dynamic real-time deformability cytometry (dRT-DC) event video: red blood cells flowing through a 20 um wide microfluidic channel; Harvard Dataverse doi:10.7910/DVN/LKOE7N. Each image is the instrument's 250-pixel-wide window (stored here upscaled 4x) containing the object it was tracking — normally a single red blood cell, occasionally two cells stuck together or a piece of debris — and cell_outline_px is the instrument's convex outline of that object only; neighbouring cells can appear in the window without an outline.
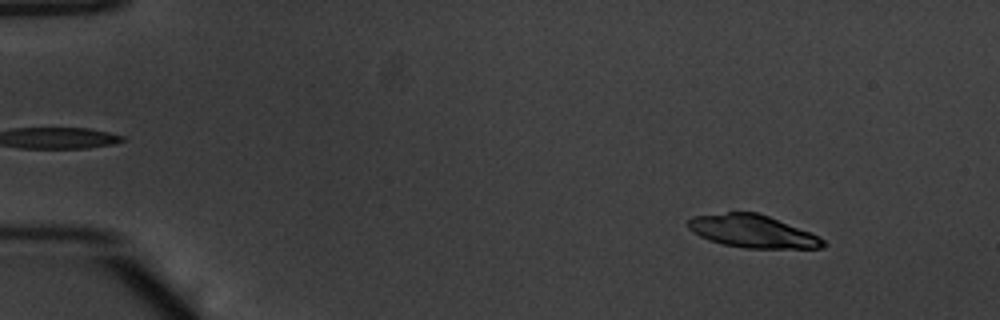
{"species": "common noctule bat (a hibernating species)", "species_latin": "Nyctalus noctula", "temperature_condition": "warm", "stored_images_in_passage": 54, "camera_frame_rate_fps": 3000, "um_per_image_px": 0.085, "animal": {"sex": "male", "body_mass_g": 20.1, "forearm_length_mm": 53.5}, "frame": {"image": 1, "passage_image": 7, "time_ms": 2.0, "image_size_px": [1000, 320], "cell_outline_px": [[828, 244], [824, 248], [744, 248], [724, 244], [708, 240], [692, 232], [688, 228], [688, 220], [692, 216], [728, 212], [756, 212], [768, 216], [820, 236]], "centroid_in_image_um": [63.97, 19.67], "position_along_channel_um": 21.0, "area_um2": 25.72}}
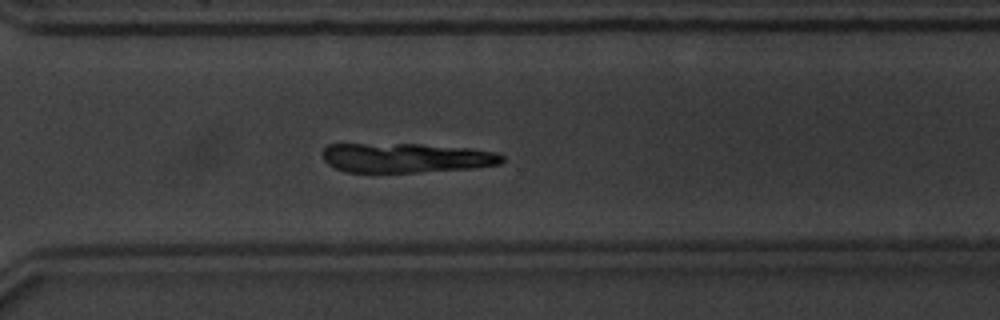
{"frame": {"image": 2, "passage_image": 40, "time_ms": 13.0, "image_size_px": [1000, 320], "cell_outline_px": [[504, 160], [500, 164], [476, 168], [416, 172], [348, 172], [336, 168], [328, 164], [324, 160], [324, 148], [328, 144], [420, 144], [472, 148], [496, 152], [504, 156]], "centroid_in_image_um": [34.58, 13.41], "position_along_channel_um": 336.0, "area_um2": 30.98}}
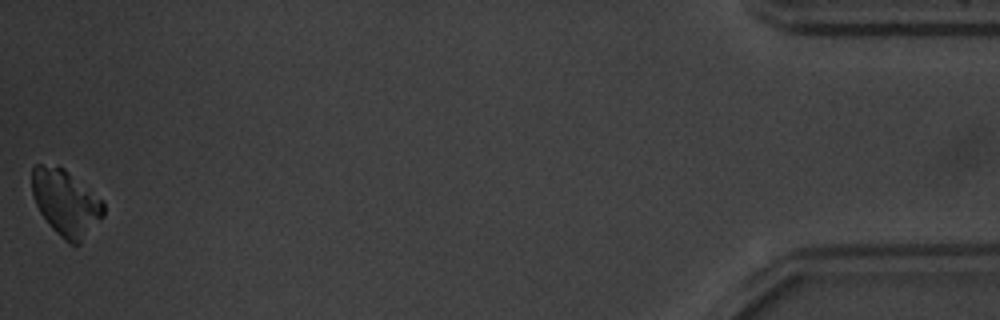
{"frame": {"image": 3, "passage_image": 54, "time_ms": 17.667, "image_size_px": [1000, 320], "cell_outline_px": [[104, 216], [80, 244], [68, 244], [48, 224], [40, 212], [36, 204], [32, 192], [32, 168], [36, 164], [40, 164], [64, 168], [104, 200]], "centroid_in_image_um": [5.62, 17.24], "position_along_channel_um": 429.6, "area_um2": 27.69}}